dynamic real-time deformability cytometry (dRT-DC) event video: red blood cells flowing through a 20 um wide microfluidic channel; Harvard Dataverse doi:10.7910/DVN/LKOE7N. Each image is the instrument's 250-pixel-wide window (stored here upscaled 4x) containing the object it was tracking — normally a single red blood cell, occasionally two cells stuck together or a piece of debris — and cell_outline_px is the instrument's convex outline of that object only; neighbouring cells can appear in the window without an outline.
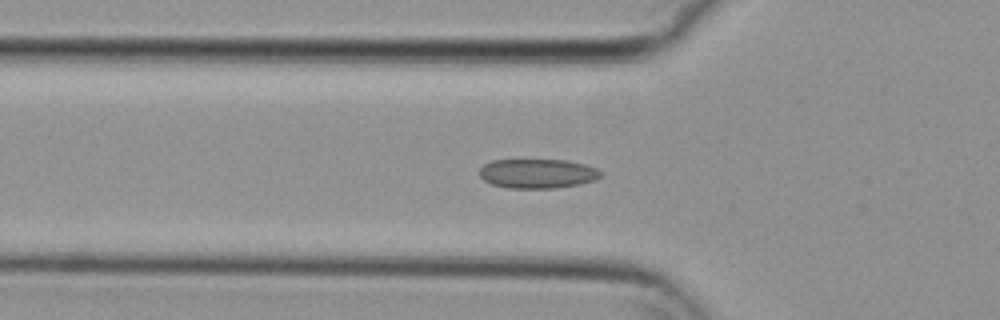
{"species": "common noctule bat (a hibernating species)", "species_latin": "Nyctalus noctula", "temperature_condition": "cold", "stored_images_in_passage": 56, "camera_frame_rate_fps": 3000, "um_per_image_px": 0.085, "animal": {"sex": "female", "body_mass_g": 29.2, "forearm_length_mm": 56.3}, "frame": {"image": 1, "passage_image": 18, "time_ms": 5.667, "image_size_px": [1000, 320], "cell_outline_px": [[600, 176], [596, 180], [580, 184], [556, 188], [508, 188], [492, 184], [484, 180], [480, 176], [480, 168], [484, 164], [492, 160], [564, 160], [584, 164], [596, 168], [600, 172]], "centroid_in_image_um": [45.68, 14.75], "position_along_channel_um": 80.1, "area_um2": 20.69}}
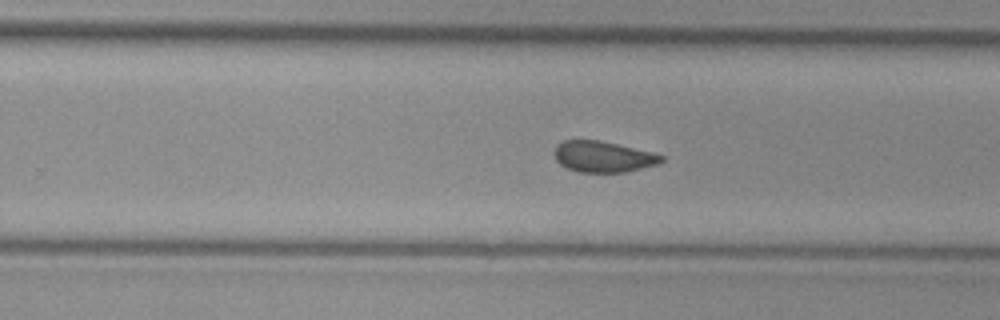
{"frame": {"image": 2, "passage_image": 34, "time_ms": 11.0, "image_size_px": [1000, 320], "cell_outline_px": [[664, 160], [660, 164], [624, 172], [576, 172], [560, 164], [556, 160], [552, 152], [556, 144], [564, 140], [600, 140], [652, 152], [664, 156]], "centroid_in_image_um": [51.24, 13.31], "position_along_channel_um": 278.6, "area_um2": 19.54}}
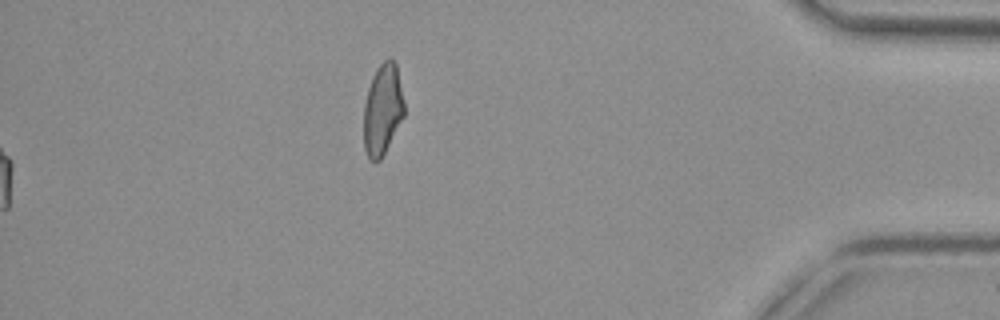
{"frame": {"image": 3, "passage_image": 56, "time_ms": 18.333, "image_size_px": [1000, 320], "cell_outline_px": [[404, 116], [380, 160], [368, 160], [364, 148], [364, 104], [368, 88], [372, 76], [376, 68], [388, 56], [392, 56], [396, 64], [404, 100]], "centroid_in_image_um": [32.52, 9.26], "position_along_channel_um": 402.7, "area_um2": 21.56}, "authors_computed_cell_mechanics": {"area_um2": 20.4612, "velocity_mm_per_s": 3.7153, "shape_relaxation_time_tau1_ms": null, "shape_relaxation_time_tau2_ms": 2.2331, "deformation_change_tau1": null, "deformation_change_tau2": 0.0674}}